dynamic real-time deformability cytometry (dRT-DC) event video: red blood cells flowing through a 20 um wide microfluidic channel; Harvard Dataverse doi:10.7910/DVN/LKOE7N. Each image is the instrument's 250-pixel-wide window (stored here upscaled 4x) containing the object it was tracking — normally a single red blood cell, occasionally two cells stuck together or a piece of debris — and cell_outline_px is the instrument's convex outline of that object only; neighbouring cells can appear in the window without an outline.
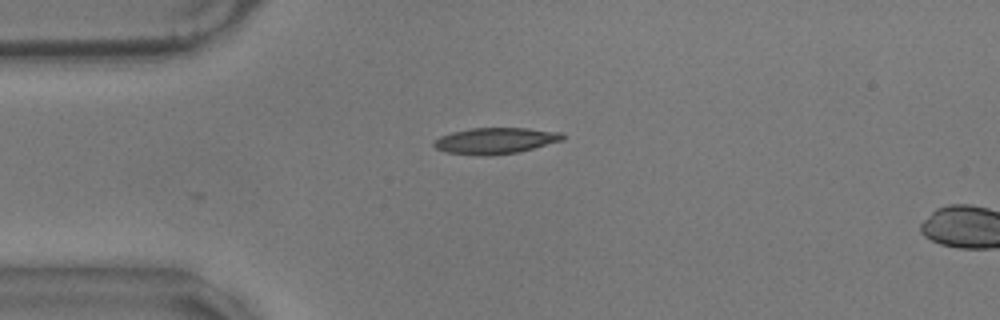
{"species": "common noctule bat (a hibernating species)", "species_latin": "Nyctalus noctula", "temperature_condition": "warm", "stored_images_in_passage": 3, "camera_frame_rate_fps": 3000, "um_per_image_px": 0.085, "animal": {"sex": "male", "body_mass_g": 17.9}, "frame": {"image": 1, "passage_image": 1, "time_ms": 0.0, "image_size_px": [1000, 320], "cell_outline_px": [[564, 140], [516, 152], [492, 156], [480, 156], [448, 152], [436, 148], [432, 144], [440, 136], [452, 132], [472, 128], [528, 128], [564, 132]], "centroid_in_image_um": [42.13, 11.96], "position_along_channel_um": 42.9, "area_um2": 19.59}}